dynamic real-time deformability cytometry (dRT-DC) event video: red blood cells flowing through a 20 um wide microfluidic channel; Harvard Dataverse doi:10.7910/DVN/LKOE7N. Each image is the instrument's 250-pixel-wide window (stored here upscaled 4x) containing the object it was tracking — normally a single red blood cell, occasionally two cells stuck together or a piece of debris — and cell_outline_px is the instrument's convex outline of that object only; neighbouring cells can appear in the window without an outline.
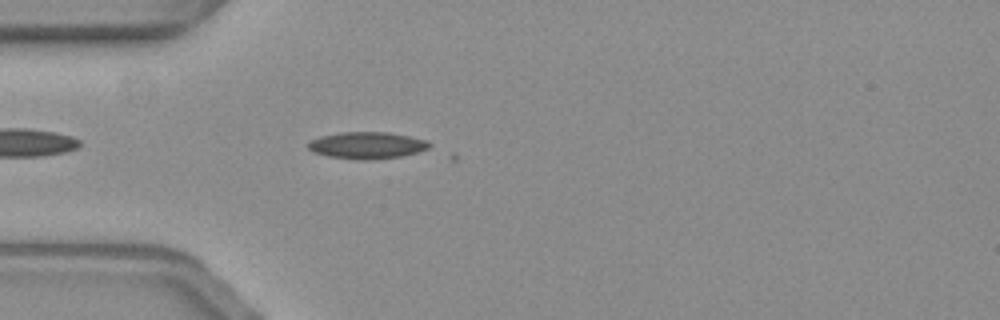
{"species": "common noctule bat (a hibernating species)", "species_latin": "Nyctalus noctula", "temperature_condition": "warm", "stored_images_in_passage": 6, "camera_frame_rate_fps": 3000, "um_per_image_px": 0.085, "animal": {"sex": "female", "body_mass_g": 19.3, "forearm_length_mm": 54.1}, "frame": {"image": 1, "passage_image": 4, "time_ms": 1.0, "image_size_px": [1000, 320], "cell_outline_px": [[432, 144], [428, 148], [416, 152], [400, 156], [372, 160], [356, 160], [328, 156], [312, 152], [308, 148], [308, 144], [312, 140], [320, 136], [340, 132], [388, 132], [428, 140]], "centroid_in_image_um": [31.18, 12.35], "position_along_channel_um": 53.8, "area_um2": 18.96}}